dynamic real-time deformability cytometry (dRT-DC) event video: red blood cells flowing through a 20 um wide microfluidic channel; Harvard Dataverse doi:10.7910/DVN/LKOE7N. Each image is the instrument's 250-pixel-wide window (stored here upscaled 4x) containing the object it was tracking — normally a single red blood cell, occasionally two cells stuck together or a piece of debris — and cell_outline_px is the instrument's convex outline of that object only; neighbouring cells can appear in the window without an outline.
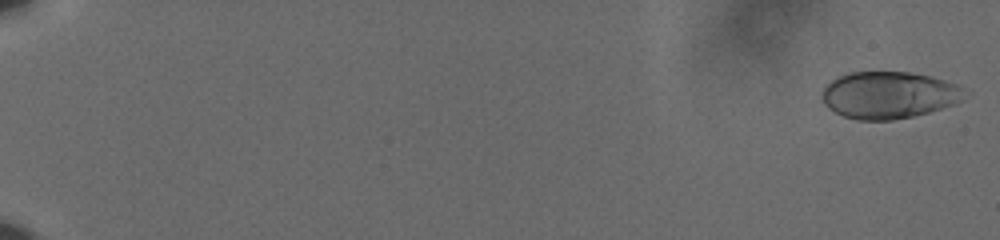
{"species": "human", "species_latin": "Homo sapiens", "temperature_condition": "cold", "stored_images_in_passage": 60, "camera_frame_rate_fps": 3000, "um_per_image_px": 0.085, "donor": {"sex": "male"}, "frame": {"image": 1, "passage_image": 1, "time_ms": 0.0, "image_size_px": [1000, 240], "cell_outline_px": [[972, 92], [960, 100], [952, 104], [928, 112], [912, 116], [892, 120], [856, 120], [844, 116], [828, 108], [824, 104], [820, 96], [824, 84], [836, 76], [848, 72], [912, 72], [932, 76], [960, 84]], "centroid_in_image_um": [75.55, 8.05], "position_along_channel_um": 9.4, "area_um2": 39.77}}
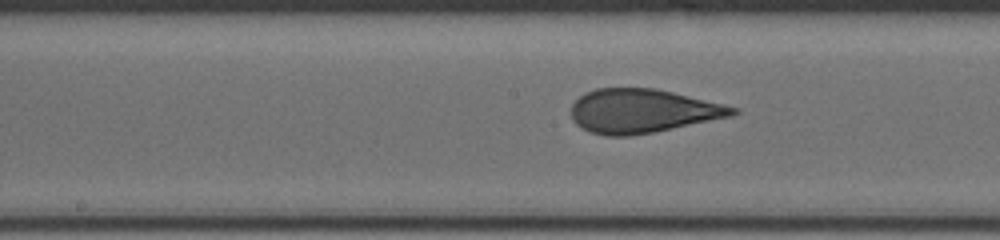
{"frame": {"image": 2, "passage_image": 34, "time_ms": 11.0, "image_size_px": [1000, 240], "cell_outline_px": [[740, 112], [732, 116], [652, 132], [628, 136], [608, 136], [592, 132], [580, 128], [572, 120], [572, 104], [584, 92], [596, 88], [656, 88], [724, 104], [740, 108]], "centroid_in_image_um": [54.61, 9.42], "position_along_channel_um": 193.6, "area_um2": 41.21}}
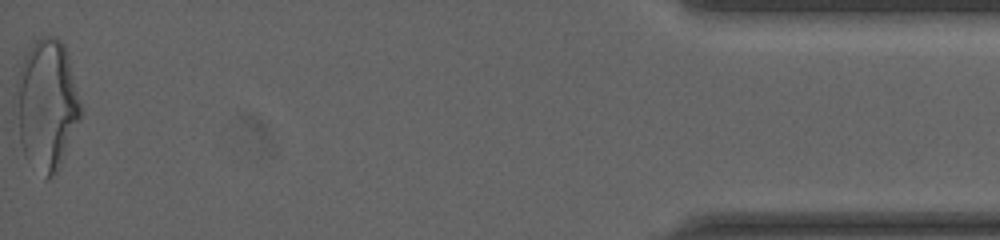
{"frame": {"image": 3, "passage_image": 60, "time_ms": 19.667, "image_size_px": [1000, 240], "cell_outline_px": [[80, 120], [60, 164], [56, 172], [44, 180], [24, 156], [20, 140], [12, 100], [16, 80], [24, 56], [28, 48], [40, 36], [52, 36], [60, 40], [64, 44], [68, 52], [80, 104]], "centroid_in_image_um": [3.92, 8.88], "position_along_channel_um": 431.3, "area_um2": 49.77}, "authors_computed_cell_mechanics": {"area_um2": 41.2114, "velocity_mm_per_s": 3.6268, "shape_relaxation_time_tau1_ms": 9.7796, "shape_relaxation_time_tau2_ms": 0.7864, "deformation_change_tau1": 0.2531, "deformation_change_tau2": 0.0814}}